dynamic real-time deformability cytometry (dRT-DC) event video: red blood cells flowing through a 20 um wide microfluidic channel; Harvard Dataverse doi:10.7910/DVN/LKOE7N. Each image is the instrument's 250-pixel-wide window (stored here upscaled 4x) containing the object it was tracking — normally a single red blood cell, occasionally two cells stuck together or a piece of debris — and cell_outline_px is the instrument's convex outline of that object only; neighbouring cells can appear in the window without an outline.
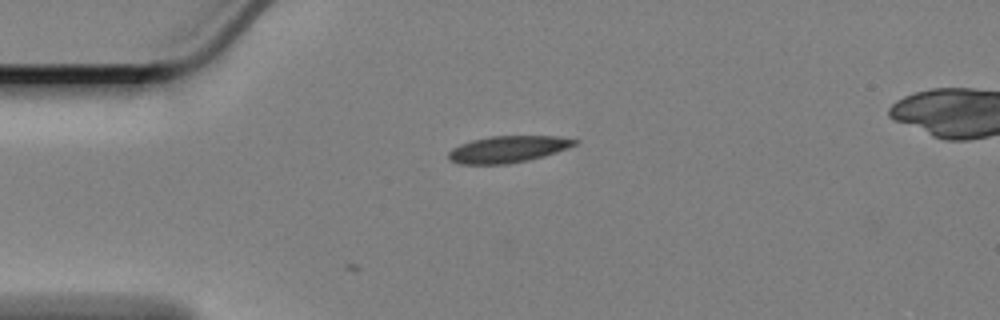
{"species": "Egyptian fruit bat (a non-hibernating species)", "species_latin": "Rousettus aegyptiacus", "temperature_condition": "cold", "stored_images_in_passage": 5, "camera_frame_rate_fps": 3000, "um_per_image_px": 0.085, "animal": {"sex": "female"}, "frame": {"image": 1, "passage_image": 1, "time_ms": 0.0, "image_size_px": [1000, 320], "cell_outline_px": [[580, 140], [576, 144], [568, 148], [544, 156], [528, 160], [508, 164], [460, 164], [452, 160], [448, 156], [448, 152], [452, 148], [460, 144], [472, 140], [492, 136], [556, 136]], "centroid_in_image_um": [43.18, 12.68], "position_along_channel_um": 41.8, "area_um2": 19.54}}